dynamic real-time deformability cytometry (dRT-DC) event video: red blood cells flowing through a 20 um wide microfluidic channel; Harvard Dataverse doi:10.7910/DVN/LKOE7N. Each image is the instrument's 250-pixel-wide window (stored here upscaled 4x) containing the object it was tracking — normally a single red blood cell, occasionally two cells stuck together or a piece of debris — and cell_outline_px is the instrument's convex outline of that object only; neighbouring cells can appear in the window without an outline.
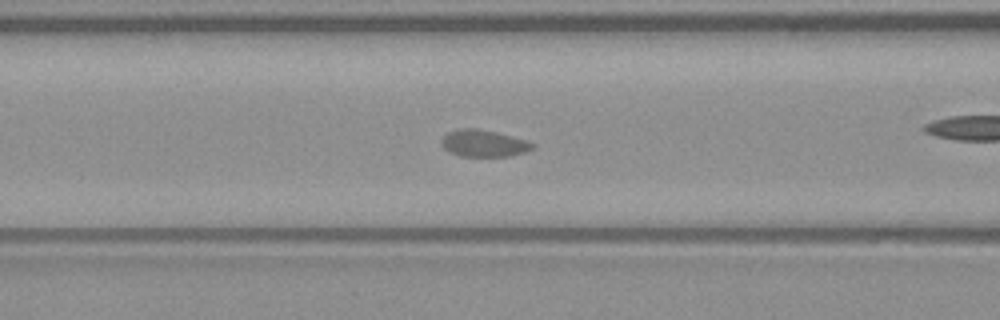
{"species": "common noctule bat (a hibernating species)", "species_latin": "Nyctalus noctula", "temperature_condition": "warm", "stored_images_in_passage": 43, "camera_frame_rate_fps": 3000, "um_per_image_px": 0.085, "animal": {"sex": "male", "body_mass_g": 23.1, "forearm_length_mm": 52.7}, "frame": {"image": 1, "passage_image": 10, "time_ms": 3.0, "image_size_px": [1000, 320], "cell_outline_px": [[536, 148], [512, 156], [460, 156], [448, 152], [444, 148], [440, 140], [448, 132], [460, 128], [476, 128], [496, 132], [528, 140], [536, 144]], "centroid_in_image_um": [41.15, 12.18], "position_along_channel_um": 125.5, "area_um2": 14.45}}
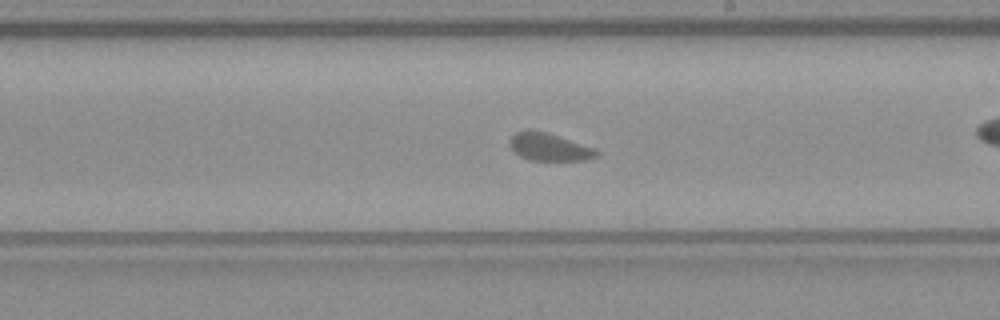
{"frame": {"image": 2, "passage_image": 19, "time_ms": 6.0, "image_size_px": [1000, 320], "cell_outline_px": [[600, 152], [596, 156], [584, 160], [528, 160], [520, 156], [508, 144], [512, 136], [516, 132], [532, 128], [548, 132], [596, 148]], "centroid_in_image_um": [46.68, 12.47], "position_along_channel_um": 242.3, "area_um2": 14.16}}
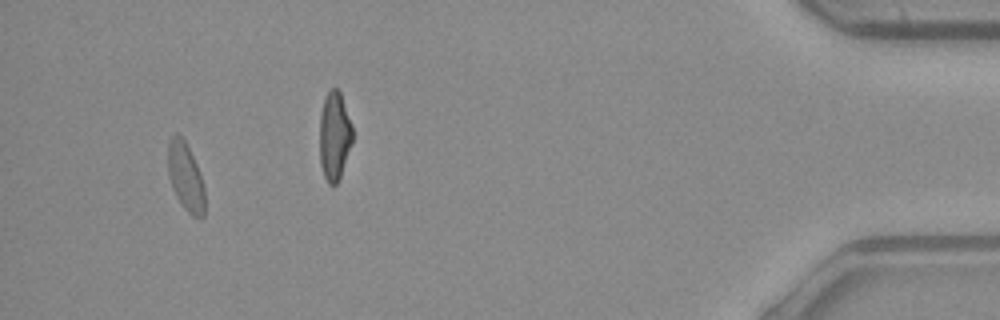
{"frame": {"image": 3, "passage_image": 39, "time_ms": 12.667, "image_size_px": [1000, 320], "cell_outline_px": [[204, 216], [200, 220], [192, 216], [180, 204], [172, 188], [168, 176], [168, 140], [176, 132], [184, 140], [196, 164], [204, 188]], "centroid_in_image_um": [15.75, 15.07], "position_along_channel_um": 419.4, "area_um2": 14.62}, "authors_computed_cell_mechanics": {"area_um2": 14.6234, "velocity_mm_per_s": 3.904, "shape_relaxation_time_tau1_ms": 2.6853, "shape_relaxation_time_tau2_ms": 2.4154, "deformation_change_tau1": 0.0587, "deformation_change_tau2": 0.0781}}